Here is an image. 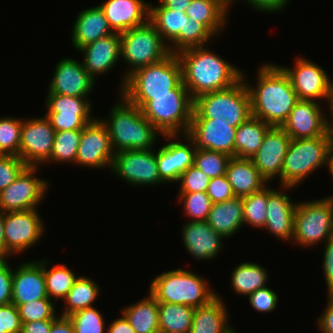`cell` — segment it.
Masks as SVG:
<instances>
[{
	"label": "cell",
	"mask_w": 333,
	"mask_h": 333,
	"mask_svg": "<svg viewBox=\"0 0 333 333\" xmlns=\"http://www.w3.org/2000/svg\"><path fill=\"white\" fill-rule=\"evenodd\" d=\"M182 67V82L192 99L223 90L242 78V70L209 50L198 46L177 53Z\"/></svg>",
	"instance_id": "obj_1"
},
{
	"label": "cell",
	"mask_w": 333,
	"mask_h": 333,
	"mask_svg": "<svg viewBox=\"0 0 333 333\" xmlns=\"http://www.w3.org/2000/svg\"><path fill=\"white\" fill-rule=\"evenodd\" d=\"M257 85L246 83L251 97V116L270 126L281 127L298 101L290 78L273 63L258 69Z\"/></svg>",
	"instance_id": "obj_2"
},
{
	"label": "cell",
	"mask_w": 333,
	"mask_h": 333,
	"mask_svg": "<svg viewBox=\"0 0 333 333\" xmlns=\"http://www.w3.org/2000/svg\"><path fill=\"white\" fill-rule=\"evenodd\" d=\"M119 96L121 101L112 106L106 120H101L109 131L114 153L153 149L161 133L144 117L138 106Z\"/></svg>",
	"instance_id": "obj_3"
},
{
	"label": "cell",
	"mask_w": 333,
	"mask_h": 333,
	"mask_svg": "<svg viewBox=\"0 0 333 333\" xmlns=\"http://www.w3.org/2000/svg\"><path fill=\"white\" fill-rule=\"evenodd\" d=\"M182 81V67L177 54L136 69L126 77L119 92L131 104L142 109L150 95H173V89Z\"/></svg>",
	"instance_id": "obj_4"
},
{
	"label": "cell",
	"mask_w": 333,
	"mask_h": 333,
	"mask_svg": "<svg viewBox=\"0 0 333 333\" xmlns=\"http://www.w3.org/2000/svg\"><path fill=\"white\" fill-rule=\"evenodd\" d=\"M208 281L192 271L173 269L151 280L149 293L158 303L204 306L218 294L210 289Z\"/></svg>",
	"instance_id": "obj_5"
},
{
	"label": "cell",
	"mask_w": 333,
	"mask_h": 333,
	"mask_svg": "<svg viewBox=\"0 0 333 333\" xmlns=\"http://www.w3.org/2000/svg\"><path fill=\"white\" fill-rule=\"evenodd\" d=\"M251 116V97L245 74L233 86L200 95L194 99L192 118H208L213 122L232 123L238 127Z\"/></svg>",
	"instance_id": "obj_6"
},
{
	"label": "cell",
	"mask_w": 333,
	"mask_h": 333,
	"mask_svg": "<svg viewBox=\"0 0 333 333\" xmlns=\"http://www.w3.org/2000/svg\"><path fill=\"white\" fill-rule=\"evenodd\" d=\"M193 108L194 100L181 81L173 89V95H150V101L141 110L162 135H185L191 125Z\"/></svg>",
	"instance_id": "obj_7"
},
{
	"label": "cell",
	"mask_w": 333,
	"mask_h": 333,
	"mask_svg": "<svg viewBox=\"0 0 333 333\" xmlns=\"http://www.w3.org/2000/svg\"><path fill=\"white\" fill-rule=\"evenodd\" d=\"M331 145L332 141L327 134L315 138L291 139L280 177L282 190L295 188L323 164L328 168Z\"/></svg>",
	"instance_id": "obj_8"
},
{
	"label": "cell",
	"mask_w": 333,
	"mask_h": 333,
	"mask_svg": "<svg viewBox=\"0 0 333 333\" xmlns=\"http://www.w3.org/2000/svg\"><path fill=\"white\" fill-rule=\"evenodd\" d=\"M121 58L129 70L123 74L122 90L126 77L136 69L158 63L171 53L155 26L148 20L145 24L120 33Z\"/></svg>",
	"instance_id": "obj_9"
},
{
	"label": "cell",
	"mask_w": 333,
	"mask_h": 333,
	"mask_svg": "<svg viewBox=\"0 0 333 333\" xmlns=\"http://www.w3.org/2000/svg\"><path fill=\"white\" fill-rule=\"evenodd\" d=\"M333 235V196L296 204L293 241L313 247Z\"/></svg>",
	"instance_id": "obj_10"
},
{
	"label": "cell",
	"mask_w": 333,
	"mask_h": 333,
	"mask_svg": "<svg viewBox=\"0 0 333 333\" xmlns=\"http://www.w3.org/2000/svg\"><path fill=\"white\" fill-rule=\"evenodd\" d=\"M37 211L35 208L3 213L5 258L25 252L40 241L45 223Z\"/></svg>",
	"instance_id": "obj_11"
},
{
	"label": "cell",
	"mask_w": 333,
	"mask_h": 333,
	"mask_svg": "<svg viewBox=\"0 0 333 333\" xmlns=\"http://www.w3.org/2000/svg\"><path fill=\"white\" fill-rule=\"evenodd\" d=\"M39 166H27L7 188L0 192V212L38 208L48 190V182L35 176Z\"/></svg>",
	"instance_id": "obj_12"
},
{
	"label": "cell",
	"mask_w": 333,
	"mask_h": 333,
	"mask_svg": "<svg viewBox=\"0 0 333 333\" xmlns=\"http://www.w3.org/2000/svg\"><path fill=\"white\" fill-rule=\"evenodd\" d=\"M111 172L132 186L164 184L158 172L156 151L152 149L115 153Z\"/></svg>",
	"instance_id": "obj_13"
},
{
	"label": "cell",
	"mask_w": 333,
	"mask_h": 333,
	"mask_svg": "<svg viewBox=\"0 0 333 333\" xmlns=\"http://www.w3.org/2000/svg\"><path fill=\"white\" fill-rule=\"evenodd\" d=\"M87 98L47 93L45 116L55 132L81 130L95 119L90 115L92 107Z\"/></svg>",
	"instance_id": "obj_14"
},
{
	"label": "cell",
	"mask_w": 333,
	"mask_h": 333,
	"mask_svg": "<svg viewBox=\"0 0 333 333\" xmlns=\"http://www.w3.org/2000/svg\"><path fill=\"white\" fill-rule=\"evenodd\" d=\"M295 61L293 68L280 67L290 78L298 100L327 101L333 92V83L327 72L307 58L297 57Z\"/></svg>",
	"instance_id": "obj_15"
},
{
	"label": "cell",
	"mask_w": 333,
	"mask_h": 333,
	"mask_svg": "<svg viewBox=\"0 0 333 333\" xmlns=\"http://www.w3.org/2000/svg\"><path fill=\"white\" fill-rule=\"evenodd\" d=\"M115 153L106 125L95 118L82 129L75 165L96 169L111 168Z\"/></svg>",
	"instance_id": "obj_16"
},
{
	"label": "cell",
	"mask_w": 333,
	"mask_h": 333,
	"mask_svg": "<svg viewBox=\"0 0 333 333\" xmlns=\"http://www.w3.org/2000/svg\"><path fill=\"white\" fill-rule=\"evenodd\" d=\"M55 129L46 116L23 120L19 157L28 166H40L51 156Z\"/></svg>",
	"instance_id": "obj_17"
},
{
	"label": "cell",
	"mask_w": 333,
	"mask_h": 333,
	"mask_svg": "<svg viewBox=\"0 0 333 333\" xmlns=\"http://www.w3.org/2000/svg\"><path fill=\"white\" fill-rule=\"evenodd\" d=\"M166 138L169 143L161 146L156 153V161L158 172L163 183L178 182L182 173L189 167L193 166L195 143L187 135H160ZM184 137L186 143L181 140L177 141L179 137ZM175 140V141H174ZM188 143V144H187Z\"/></svg>",
	"instance_id": "obj_18"
},
{
	"label": "cell",
	"mask_w": 333,
	"mask_h": 333,
	"mask_svg": "<svg viewBox=\"0 0 333 333\" xmlns=\"http://www.w3.org/2000/svg\"><path fill=\"white\" fill-rule=\"evenodd\" d=\"M290 142V136L281 127L271 126L265 134L262 145L250 158L267 182L276 176L280 179Z\"/></svg>",
	"instance_id": "obj_19"
},
{
	"label": "cell",
	"mask_w": 333,
	"mask_h": 333,
	"mask_svg": "<svg viewBox=\"0 0 333 333\" xmlns=\"http://www.w3.org/2000/svg\"><path fill=\"white\" fill-rule=\"evenodd\" d=\"M318 101L298 100L281 128L291 139L326 135V117Z\"/></svg>",
	"instance_id": "obj_20"
},
{
	"label": "cell",
	"mask_w": 333,
	"mask_h": 333,
	"mask_svg": "<svg viewBox=\"0 0 333 333\" xmlns=\"http://www.w3.org/2000/svg\"><path fill=\"white\" fill-rule=\"evenodd\" d=\"M236 127L232 123L213 122L208 118H192L187 135L196 149L219 151L234 157Z\"/></svg>",
	"instance_id": "obj_21"
},
{
	"label": "cell",
	"mask_w": 333,
	"mask_h": 333,
	"mask_svg": "<svg viewBox=\"0 0 333 333\" xmlns=\"http://www.w3.org/2000/svg\"><path fill=\"white\" fill-rule=\"evenodd\" d=\"M53 74L48 93L88 97L95 86V80L84 69L83 64L72 58L61 59Z\"/></svg>",
	"instance_id": "obj_22"
},
{
	"label": "cell",
	"mask_w": 333,
	"mask_h": 333,
	"mask_svg": "<svg viewBox=\"0 0 333 333\" xmlns=\"http://www.w3.org/2000/svg\"><path fill=\"white\" fill-rule=\"evenodd\" d=\"M11 303L18 307L38 299H49L41 261L21 263L13 271Z\"/></svg>",
	"instance_id": "obj_23"
},
{
	"label": "cell",
	"mask_w": 333,
	"mask_h": 333,
	"mask_svg": "<svg viewBox=\"0 0 333 333\" xmlns=\"http://www.w3.org/2000/svg\"><path fill=\"white\" fill-rule=\"evenodd\" d=\"M80 50V51H79ZM83 56L82 64L88 74L96 80V75L105 74L121 58L120 33H112L78 49Z\"/></svg>",
	"instance_id": "obj_24"
},
{
	"label": "cell",
	"mask_w": 333,
	"mask_h": 333,
	"mask_svg": "<svg viewBox=\"0 0 333 333\" xmlns=\"http://www.w3.org/2000/svg\"><path fill=\"white\" fill-rule=\"evenodd\" d=\"M182 228L183 245L196 260L216 258L223 247L224 237L207 221H188Z\"/></svg>",
	"instance_id": "obj_25"
},
{
	"label": "cell",
	"mask_w": 333,
	"mask_h": 333,
	"mask_svg": "<svg viewBox=\"0 0 333 333\" xmlns=\"http://www.w3.org/2000/svg\"><path fill=\"white\" fill-rule=\"evenodd\" d=\"M268 187L267 220L264 228L285 242L293 240L296 204L283 191Z\"/></svg>",
	"instance_id": "obj_26"
},
{
	"label": "cell",
	"mask_w": 333,
	"mask_h": 333,
	"mask_svg": "<svg viewBox=\"0 0 333 333\" xmlns=\"http://www.w3.org/2000/svg\"><path fill=\"white\" fill-rule=\"evenodd\" d=\"M189 17L185 12L174 11L161 3L149 4V21L155 26L164 42H168L170 53L185 50V25ZM171 45V46H170Z\"/></svg>",
	"instance_id": "obj_27"
},
{
	"label": "cell",
	"mask_w": 333,
	"mask_h": 333,
	"mask_svg": "<svg viewBox=\"0 0 333 333\" xmlns=\"http://www.w3.org/2000/svg\"><path fill=\"white\" fill-rule=\"evenodd\" d=\"M114 32L121 33L149 20V4L143 0H107L99 4Z\"/></svg>",
	"instance_id": "obj_28"
},
{
	"label": "cell",
	"mask_w": 333,
	"mask_h": 333,
	"mask_svg": "<svg viewBox=\"0 0 333 333\" xmlns=\"http://www.w3.org/2000/svg\"><path fill=\"white\" fill-rule=\"evenodd\" d=\"M225 175L235 197H246L262 190L268 184L248 158L231 157Z\"/></svg>",
	"instance_id": "obj_29"
},
{
	"label": "cell",
	"mask_w": 333,
	"mask_h": 333,
	"mask_svg": "<svg viewBox=\"0 0 333 333\" xmlns=\"http://www.w3.org/2000/svg\"><path fill=\"white\" fill-rule=\"evenodd\" d=\"M74 21L72 44L75 49L115 33L99 5L81 11Z\"/></svg>",
	"instance_id": "obj_30"
},
{
	"label": "cell",
	"mask_w": 333,
	"mask_h": 333,
	"mask_svg": "<svg viewBox=\"0 0 333 333\" xmlns=\"http://www.w3.org/2000/svg\"><path fill=\"white\" fill-rule=\"evenodd\" d=\"M228 323L227 308L217 295L208 304L194 309L189 333H236Z\"/></svg>",
	"instance_id": "obj_31"
},
{
	"label": "cell",
	"mask_w": 333,
	"mask_h": 333,
	"mask_svg": "<svg viewBox=\"0 0 333 333\" xmlns=\"http://www.w3.org/2000/svg\"><path fill=\"white\" fill-rule=\"evenodd\" d=\"M207 222L224 238L233 236L244 225L242 198L213 203Z\"/></svg>",
	"instance_id": "obj_32"
},
{
	"label": "cell",
	"mask_w": 333,
	"mask_h": 333,
	"mask_svg": "<svg viewBox=\"0 0 333 333\" xmlns=\"http://www.w3.org/2000/svg\"><path fill=\"white\" fill-rule=\"evenodd\" d=\"M271 126L259 118L250 116L236 128L234 157L250 159L260 148Z\"/></svg>",
	"instance_id": "obj_33"
},
{
	"label": "cell",
	"mask_w": 333,
	"mask_h": 333,
	"mask_svg": "<svg viewBox=\"0 0 333 333\" xmlns=\"http://www.w3.org/2000/svg\"><path fill=\"white\" fill-rule=\"evenodd\" d=\"M121 313L136 333H160L158 324V302L149 293L141 301L124 307Z\"/></svg>",
	"instance_id": "obj_34"
},
{
	"label": "cell",
	"mask_w": 333,
	"mask_h": 333,
	"mask_svg": "<svg viewBox=\"0 0 333 333\" xmlns=\"http://www.w3.org/2000/svg\"><path fill=\"white\" fill-rule=\"evenodd\" d=\"M185 13L192 21L204 24L215 36L224 30L228 20V10L217 0H192Z\"/></svg>",
	"instance_id": "obj_35"
},
{
	"label": "cell",
	"mask_w": 333,
	"mask_h": 333,
	"mask_svg": "<svg viewBox=\"0 0 333 333\" xmlns=\"http://www.w3.org/2000/svg\"><path fill=\"white\" fill-rule=\"evenodd\" d=\"M194 307L172 303H158L160 333H189L192 326Z\"/></svg>",
	"instance_id": "obj_36"
},
{
	"label": "cell",
	"mask_w": 333,
	"mask_h": 333,
	"mask_svg": "<svg viewBox=\"0 0 333 333\" xmlns=\"http://www.w3.org/2000/svg\"><path fill=\"white\" fill-rule=\"evenodd\" d=\"M268 271L258 263L243 262L232 271V289L237 295L249 296L254 291L266 287Z\"/></svg>",
	"instance_id": "obj_37"
},
{
	"label": "cell",
	"mask_w": 333,
	"mask_h": 333,
	"mask_svg": "<svg viewBox=\"0 0 333 333\" xmlns=\"http://www.w3.org/2000/svg\"><path fill=\"white\" fill-rule=\"evenodd\" d=\"M99 288L91 278L79 276L63 299L65 306L61 316L68 317L77 311L93 307V302L96 301L100 292Z\"/></svg>",
	"instance_id": "obj_38"
},
{
	"label": "cell",
	"mask_w": 333,
	"mask_h": 333,
	"mask_svg": "<svg viewBox=\"0 0 333 333\" xmlns=\"http://www.w3.org/2000/svg\"><path fill=\"white\" fill-rule=\"evenodd\" d=\"M48 262V259L42 260L47 296L54 301L60 298L63 301L79 276L65 264L48 269Z\"/></svg>",
	"instance_id": "obj_39"
},
{
	"label": "cell",
	"mask_w": 333,
	"mask_h": 333,
	"mask_svg": "<svg viewBox=\"0 0 333 333\" xmlns=\"http://www.w3.org/2000/svg\"><path fill=\"white\" fill-rule=\"evenodd\" d=\"M81 130L56 132L50 158L45 162L69 163L76 162Z\"/></svg>",
	"instance_id": "obj_40"
},
{
	"label": "cell",
	"mask_w": 333,
	"mask_h": 333,
	"mask_svg": "<svg viewBox=\"0 0 333 333\" xmlns=\"http://www.w3.org/2000/svg\"><path fill=\"white\" fill-rule=\"evenodd\" d=\"M268 185L242 198L243 222L255 228H264L267 220Z\"/></svg>",
	"instance_id": "obj_41"
},
{
	"label": "cell",
	"mask_w": 333,
	"mask_h": 333,
	"mask_svg": "<svg viewBox=\"0 0 333 333\" xmlns=\"http://www.w3.org/2000/svg\"><path fill=\"white\" fill-rule=\"evenodd\" d=\"M230 158L223 152L196 149L193 165L208 177L215 178L225 175Z\"/></svg>",
	"instance_id": "obj_42"
},
{
	"label": "cell",
	"mask_w": 333,
	"mask_h": 333,
	"mask_svg": "<svg viewBox=\"0 0 333 333\" xmlns=\"http://www.w3.org/2000/svg\"><path fill=\"white\" fill-rule=\"evenodd\" d=\"M23 119L0 117V154L19 156Z\"/></svg>",
	"instance_id": "obj_43"
},
{
	"label": "cell",
	"mask_w": 333,
	"mask_h": 333,
	"mask_svg": "<svg viewBox=\"0 0 333 333\" xmlns=\"http://www.w3.org/2000/svg\"><path fill=\"white\" fill-rule=\"evenodd\" d=\"M178 201H183L184 211L192 221H207L212 201L206 192L179 193Z\"/></svg>",
	"instance_id": "obj_44"
},
{
	"label": "cell",
	"mask_w": 333,
	"mask_h": 333,
	"mask_svg": "<svg viewBox=\"0 0 333 333\" xmlns=\"http://www.w3.org/2000/svg\"><path fill=\"white\" fill-rule=\"evenodd\" d=\"M72 321L75 333H105L104 318L100 311L88 307L68 316Z\"/></svg>",
	"instance_id": "obj_45"
},
{
	"label": "cell",
	"mask_w": 333,
	"mask_h": 333,
	"mask_svg": "<svg viewBox=\"0 0 333 333\" xmlns=\"http://www.w3.org/2000/svg\"><path fill=\"white\" fill-rule=\"evenodd\" d=\"M51 299H38L19 305L18 311L22 322L56 319L55 302Z\"/></svg>",
	"instance_id": "obj_46"
},
{
	"label": "cell",
	"mask_w": 333,
	"mask_h": 333,
	"mask_svg": "<svg viewBox=\"0 0 333 333\" xmlns=\"http://www.w3.org/2000/svg\"><path fill=\"white\" fill-rule=\"evenodd\" d=\"M27 166L19 156L0 154V192L13 183Z\"/></svg>",
	"instance_id": "obj_47"
},
{
	"label": "cell",
	"mask_w": 333,
	"mask_h": 333,
	"mask_svg": "<svg viewBox=\"0 0 333 333\" xmlns=\"http://www.w3.org/2000/svg\"><path fill=\"white\" fill-rule=\"evenodd\" d=\"M210 179L193 165L181 174L178 180L180 183L179 193L206 192Z\"/></svg>",
	"instance_id": "obj_48"
},
{
	"label": "cell",
	"mask_w": 333,
	"mask_h": 333,
	"mask_svg": "<svg viewBox=\"0 0 333 333\" xmlns=\"http://www.w3.org/2000/svg\"><path fill=\"white\" fill-rule=\"evenodd\" d=\"M215 35L202 23L186 20L185 25V49L207 46Z\"/></svg>",
	"instance_id": "obj_49"
},
{
	"label": "cell",
	"mask_w": 333,
	"mask_h": 333,
	"mask_svg": "<svg viewBox=\"0 0 333 333\" xmlns=\"http://www.w3.org/2000/svg\"><path fill=\"white\" fill-rule=\"evenodd\" d=\"M248 298L252 308L257 312L268 313L277 308L278 294L267 286L254 291Z\"/></svg>",
	"instance_id": "obj_50"
},
{
	"label": "cell",
	"mask_w": 333,
	"mask_h": 333,
	"mask_svg": "<svg viewBox=\"0 0 333 333\" xmlns=\"http://www.w3.org/2000/svg\"><path fill=\"white\" fill-rule=\"evenodd\" d=\"M21 330L18 308L12 303L0 306V333H21Z\"/></svg>",
	"instance_id": "obj_51"
},
{
	"label": "cell",
	"mask_w": 333,
	"mask_h": 333,
	"mask_svg": "<svg viewBox=\"0 0 333 333\" xmlns=\"http://www.w3.org/2000/svg\"><path fill=\"white\" fill-rule=\"evenodd\" d=\"M206 193L212 203H219L235 197L226 175L211 178Z\"/></svg>",
	"instance_id": "obj_52"
},
{
	"label": "cell",
	"mask_w": 333,
	"mask_h": 333,
	"mask_svg": "<svg viewBox=\"0 0 333 333\" xmlns=\"http://www.w3.org/2000/svg\"><path fill=\"white\" fill-rule=\"evenodd\" d=\"M7 258L0 259V306L11 303L13 270Z\"/></svg>",
	"instance_id": "obj_53"
},
{
	"label": "cell",
	"mask_w": 333,
	"mask_h": 333,
	"mask_svg": "<svg viewBox=\"0 0 333 333\" xmlns=\"http://www.w3.org/2000/svg\"><path fill=\"white\" fill-rule=\"evenodd\" d=\"M324 243L323 274L325 275L327 293L333 295V235Z\"/></svg>",
	"instance_id": "obj_54"
},
{
	"label": "cell",
	"mask_w": 333,
	"mask_h": 333,
	"mask_svg": "<svg viewBox=\"0 0 333 333\" xmlns=\"http://www.w3.org/2000/svg\"><path fill=\"white\" fill-rule=\"evenodd\" d=\"M248 5L252 6L250 8H255L256 11L277 13L281 12L283 8L286 7L289 0H244Z\"/></svg>",
	"instance_id": "obj_55"
},
{
	"label": "cell",
	"mask_w": 333,
	"mask_h": 333,
	"mask_svg": "<svg viewBox=\"0 0 333 333\" xmlns=\"http://www.w3.org/2000/svg\"><path fill=\"white\" fill-rule=\"evenodd\" d=\"M327 300L328 306L317 319L321 333H333V295H328Z\"/></svg>",
	"instance_id": "obj_56"
},
{
	"label": "cell",
	"mask_w": 333,
	"mask_h": 333,
	"mask_svg": "<svg viewBox=\"0 0 333 333\" xmlns=\"http://www.w3.org/2000/svg\"><path fill=\"white\" fill-rule=\"evenodd\" d=\"M54 320L55 319H46L41 321L22 322L21 333H49Z\"/></svg>",
	"instance_id": "obj_57"
},
{
	"label": "cell",
	"mask_w": 333,
	"mask_h": 333,
	"mask_svg": "<svg viewBox=\"0 0 333 333\" xmlns=\"http://www.w3.org/2000/svg\"><path fill=\"white\" fill-rule=\"evenodd\" d=\"M49 333H75V329L69 317L58 316L52 322Z\"/></svg>",
	"instance_id": "obj_58"
},
{
	"label": "cell",
	"mask_w": 333,
	"mask_h": 333,
	"mask_svg": "<svg viewBox=\"0 0 333 333\" xmlns=\"http://www.w3.org/2000/svg\"><path fill=\"white\" fill-rule=\"evenodd\" d=\"M122 316L118 319L111 321L112 323L106 327L107 333H136L135 330L130 325L129 321L126 317L121 314Z\"/></svg>",
	"instance_id": "obj_59"
},
{
	"label": "cell",
	"mask_w": 333,
	"mask_h": 333,
	"mask_svg": "<svg viewBox=\"0 0 333 333\" xmlns=\"http://www.w3.org/2000/svg\"><path fill=\"white\" fill-rule=\"evenodd\" d=\"M192 0H159L164 7L174 11L185 12Z\"/></svg>",
	"instance_id": "obj_60"
},
{
	"label": "cell",
	"mask_w": 333,
	"mask_h": 333,
	"mask_svg": "<svg viewBox=\"0 0 333 333\" xmlns=\"http://www.w3.org/2000/svg\"><path fill=\"white\" fill-rule=\"evenodd\" d=\"M327 102L330 106L329 110L331 111L330 113L332 121L331 119H329L330 117H326V132L333 143V92L330 94L329 98L327 99Z\"/></svg>",
	"instance_id": "obj_61"
},
{
	"label": "cell",
	"mask_w": 333,
	"mask_h": 333,
	"mask_svg": "<svg viewBox=\"0 0 333 333\" xmlns=\"http://www.w3.org/2000/svg\"><path fill=\"white\" fill-rule=\"evenodd\" d=\"M4 258H5L4 222H3V212H0V259Z\"/></svg>",
	"instance_id": "obj_62"
},
{
	"label": "cell",
	"mask_w": 333,
	"mask_h": 333,
	"mask_svg": "<svg viewBox=\"0 0 333 333\" xmlns=\"http://www.w3.org/2000/svg\"><path fill=\"white\" fill-rule=\"evenodd\" d=\"M328 169H329L330 174L333 177V143L331 145L330 153H329V167H328Z\"/></svg>",
	"instance_id": "obj_63"
},
{
	"label": "cell",
	"mask_w": 333,
	"mask_h": 333,
	"mask_svg": "<svg viewBox=\"0 0 333 333\" xmlns=\"http://www.w3.org/2000/svg\"><path fill=\"white\" fill-rule=\"evenodd\" d=\"M219 3H221L228 11L230 10V5L233 4V2H237L238 0H217Z\"/></svg>",
	"instance_id": "obj_64"
}]
</instances>
